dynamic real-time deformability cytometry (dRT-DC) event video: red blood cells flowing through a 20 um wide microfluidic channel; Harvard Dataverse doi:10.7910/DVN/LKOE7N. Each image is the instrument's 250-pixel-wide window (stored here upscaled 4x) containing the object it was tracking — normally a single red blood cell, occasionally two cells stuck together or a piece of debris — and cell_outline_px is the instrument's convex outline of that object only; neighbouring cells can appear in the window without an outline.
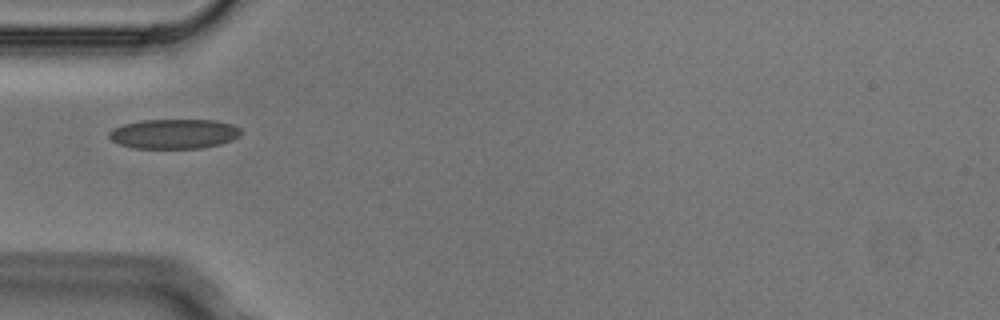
{"species": "Egyptian fruit bat (a non-hibernating species)", "species_latin": "Rousettus aegyptiacus", "temperature_condition": "cold", "stored_images_in_passage": 1, "camera_frame_rate_fps": 3000, "um_per_image_px": 0.085, "animal": {"sex": "male"}, "frame": {"image": 1, "passage_image": 1, "time_ms": 0.0, "image_size_px": [1000, 320], "cell_outline_px": [[240, 136], [232, 140], [220, 144], [200, 148], [132, 148], [120, 144], [112, 140], [108, 136], [108, 132], [112, 128], [124, 124], [140, 120], [216, 120], [232, 124], [240, 128]], "centroid_in_image_um": [14.78, 11.37], "position_along_channel_um": 70.2, "area_um2": 22.89}}